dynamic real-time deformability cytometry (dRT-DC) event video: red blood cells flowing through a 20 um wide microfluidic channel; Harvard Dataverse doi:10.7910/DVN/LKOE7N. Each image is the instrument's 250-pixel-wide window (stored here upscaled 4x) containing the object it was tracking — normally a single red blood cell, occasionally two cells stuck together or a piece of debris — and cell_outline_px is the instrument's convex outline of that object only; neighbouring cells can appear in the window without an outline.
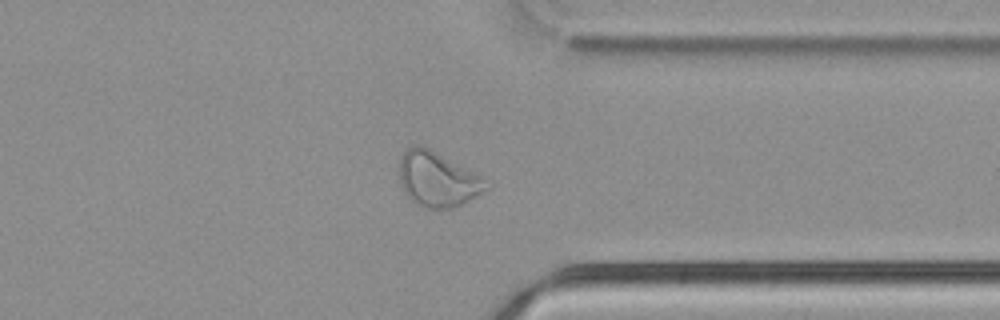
{"species": "common noctule bat (a hibernating species)", "species_latin": "Nyctalus noctula", "temperature_condition": "cold", "stored_images_in_passage": 42, "camera_frame_rate_fps": 3000, "um_per_image_px": 0.085, "animal": {"sex": "male", "body_mass_g": 21.5, "forearm_length_mm": 52.0}, "frame": {"image": 1, "passage_image": 30, "time_ms": 9.667, "image_size_px": [1000, 320], "cell_outline_px": [[492, 184], [484, 192], [452, 208], [420, 208], [404, 192], [400, 184], [400, 160], [404, 152], [408, 148], [416, 144], [420, 144], [432, 148], [476, 172]], "centroid_in_image_um": [37.22, 15.21], "position_along_channel_um": 374.2, "area_um2": 28.21}}
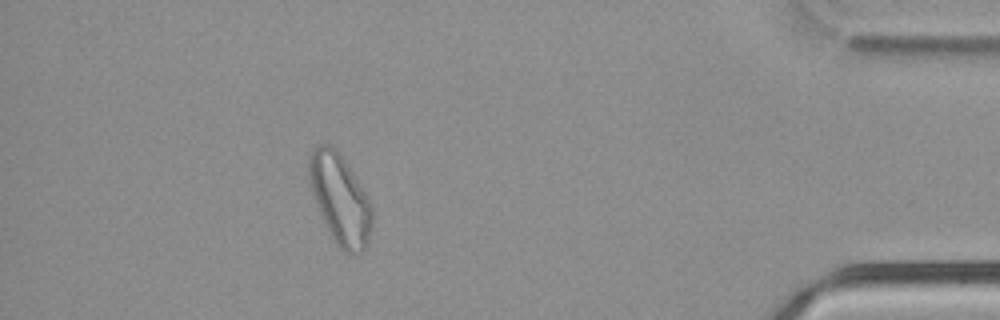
{"frame": {"image": 2, "passage_image": 36, "time_ms": 11.667, "image_size_px": [1000, 320], "cell_outline_px": [[372, 224], [368, 244], [360, 252], [352, 256], [348, 256], [340, 252], [316, 204], [312, 192], [308, 176], [308, 156], [312, 148], [316, 144], [328, 144], [344, 160], [368, 196], [372, 204]], "centroid_in_image_um": [28.91, 16.97], "position_along_channel_um": 406.3, "area_um2": 33.12}}